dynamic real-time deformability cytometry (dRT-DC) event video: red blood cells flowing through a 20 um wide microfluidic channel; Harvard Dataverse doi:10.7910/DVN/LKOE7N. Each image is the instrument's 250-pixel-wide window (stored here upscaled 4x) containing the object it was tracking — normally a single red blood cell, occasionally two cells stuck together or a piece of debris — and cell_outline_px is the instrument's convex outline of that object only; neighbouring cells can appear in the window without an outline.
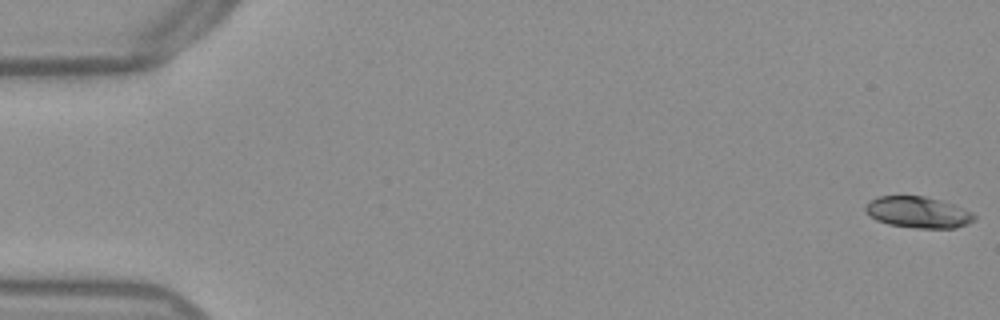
{"species": "Egyptian fruit bat (a non-hibernating species)", "species_latin": "Rousettus aegyptiacus", "temperature_condition": "warm", "stored_images_in_passage": 7, "camera_frame_rate_fps": 3000, "um_per_image_px": 0.085, "frame": {"image": 1, "passage_image": 1, "time_ms": 0.0, "image_size_px": [1000, 320], "cell_outline_px": [[976, 220], [968, 224], [956, 228], [916, 228], [888, 224], [876, 220], [864, 212], [864, 208], [868, 200], [876, 196], [924, 196], [940, 200], [964, 208], [972, 212], [976, 216]], "centroid_in_image_um": [78.02, 18.04], "position_along_channel_um": 7.0, "area_um2": 20.11}}